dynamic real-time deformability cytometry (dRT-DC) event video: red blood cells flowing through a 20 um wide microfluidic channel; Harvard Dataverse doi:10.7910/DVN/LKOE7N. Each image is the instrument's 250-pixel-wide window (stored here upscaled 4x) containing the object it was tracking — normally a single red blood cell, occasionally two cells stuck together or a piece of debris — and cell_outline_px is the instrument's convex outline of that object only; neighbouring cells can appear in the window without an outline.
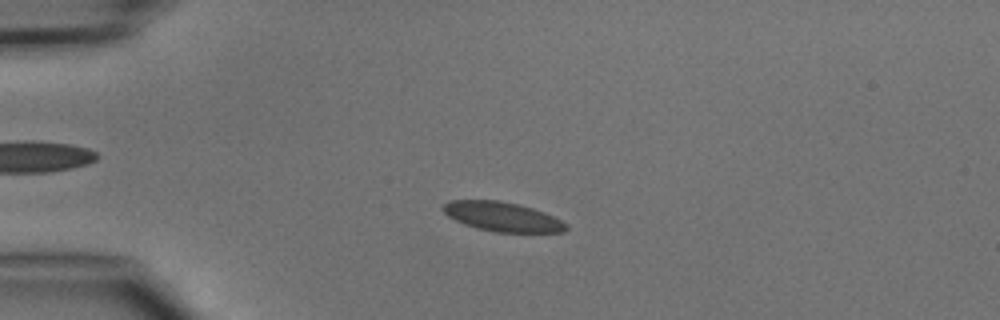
{"species": "common noctule bat (a hibernating species)", "species_latin": "Nyctalus noctula", "temperature_condition": "cold", "stored_images_in_passage": 5, "camera_frame_rate_fps": 3000, "um_per_image_px": 0.085, "animal": {"sex": "male", "body_mass_g": 15.6}, "frame": {"image": 1, "passage_image": 2, "time_ms": 1.333, "image_size_px": [1000, 320], "cell_outline_px": [[568, 228], [564, 232], [496, 232], [476, 228], [464, 224], [448, 216], [440, 208], [448, 200], [500, 200], [532, 208], [544, 212], [568, 224]], "centroid_in_image_um": [42.68, 18.41], "position_along_channel_um": 42.3, "area_um2": 21.04}}